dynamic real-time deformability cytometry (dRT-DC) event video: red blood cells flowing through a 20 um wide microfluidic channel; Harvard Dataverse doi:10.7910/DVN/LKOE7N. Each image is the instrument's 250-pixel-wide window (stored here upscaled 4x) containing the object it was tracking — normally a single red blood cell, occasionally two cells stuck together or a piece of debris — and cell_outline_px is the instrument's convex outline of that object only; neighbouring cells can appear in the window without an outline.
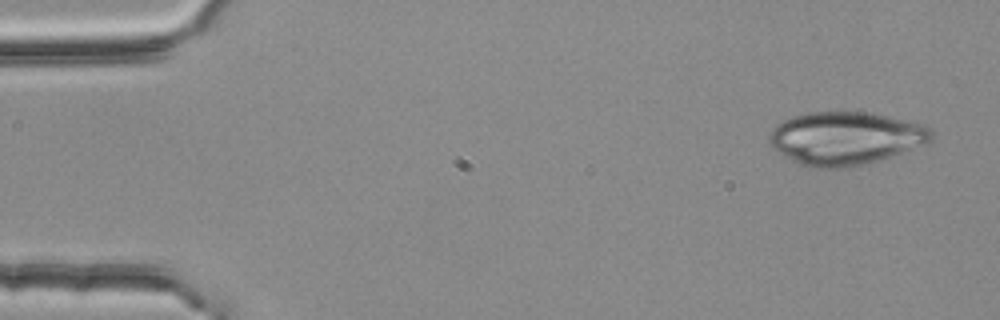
{"species": "common noctule bat (a hibernating species)", "species_latin": "Nyctalus noctula", "temperature_condition": "room temperature", "stored_images_in_passage": 4, "camera_frame_rate_fps": 3000, "um_per_image_px": 0.085, "animal": {"sex": "female", "body_mass_g": 25.1}, "frame": {"image": 1, "passage_image": 1, "time_ms": 0.0, "image_size_px": [1000, 320], "cell_outline_px": [[932, 140], [928, 144], [892, 156], [844, 168], [808, 168], [784, 156], [768, 140], [768, 136], [772, 128], [780, 120], [792, 116], [808, 112], [872, 112], [908, 120], [924, 124], [932, 128]], "centroid_in_image_um": [71.89, 11.73], "position_along_channel_um": 13.1, "area_um2": 50.46}}